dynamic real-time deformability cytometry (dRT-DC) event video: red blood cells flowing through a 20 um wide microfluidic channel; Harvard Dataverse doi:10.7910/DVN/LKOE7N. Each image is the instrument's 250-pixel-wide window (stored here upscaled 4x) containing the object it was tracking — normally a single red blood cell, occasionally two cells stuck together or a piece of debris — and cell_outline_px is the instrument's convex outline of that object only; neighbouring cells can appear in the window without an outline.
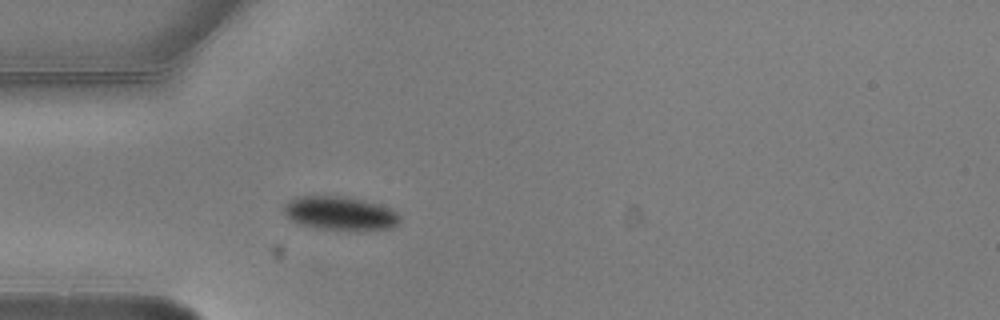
{"species": "common noctule bat (a hibernating species)", "species_latin": "Nyctalus noctula", "temperature_condition": "warm", "stored_images_in_passage": 2, "camera_frame_rate_fps": 3000, "um_per_image_px": 0.085, "animal": {"sex": "male", "body_mass_g": 20.5, "forearm_length_mm": 52.5}, "frame": {"image": 1, "passage_image": 2, "time_ms": 0.333, "image_size_px": [1000, 320], "cell_outline_px": [[400, 220], [392, 228], [348, 232], [316, 228], [300, 224], [292, 220], [284, 212], [284, 204], [296, 196], [344, 196], [364, 200], [380, 204], [392, 208], [400, 216]], "centroid_in_image_um": [28.94, 18.15], "position_along_channel_um": 56.1, "area_um2": 23.29}}